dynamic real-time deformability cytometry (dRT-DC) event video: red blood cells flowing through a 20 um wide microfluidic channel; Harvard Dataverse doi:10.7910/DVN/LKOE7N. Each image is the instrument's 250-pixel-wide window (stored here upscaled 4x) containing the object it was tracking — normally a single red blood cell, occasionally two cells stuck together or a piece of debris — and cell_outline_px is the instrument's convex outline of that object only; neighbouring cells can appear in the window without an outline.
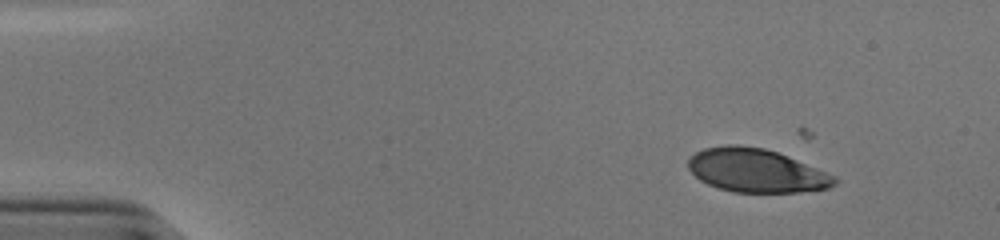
{"species": "human", "species_latin": "Homo sapiens", "temperature_condition": "cold", "stored_images_in_passage": 48, "camera_frame_rate_fps": 3000, "um_per_image_px": 0.085, "donor": {"sex": "male"}, "frame": {"image": 1, "passage_image": 1, "time_ms": 0.0, "image_size_px": [1000, 240], "cell_outline_px": [[840, 180], [836, 184], [828, 188], [800, 192], [732, 192], [708, 184], [700, 180], [688, 168], [688, 156], [704, 148], [724, 144], [736, 144], [764, 148], [788, 156], [828, 172], [836, 176]], "centroid_in_image_um": [64.29, 14.49], "position_along_channel_um": 20.7, "area_um2": 37.34}}
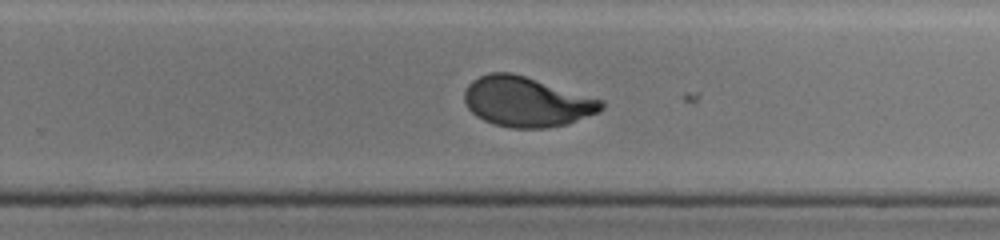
{"frame": {"image": 2, "passage_image": 30, "time_ms": 9.667, "image_size_px": [1000, 240], "cell_outline_px": [[604, 108], [600, 112], [568, 124], [544, 128], [512, 128], [492, 124], [476, 116], [468, 108], [464, 100], [464, 92], [468, 84], [472, 80], [488, 72], [512, 72], [604, 100]], "centroid_in_image_um": [44.77, 8.65], "position_along_channel_um": 285.0, "area_um2": 40.11}}
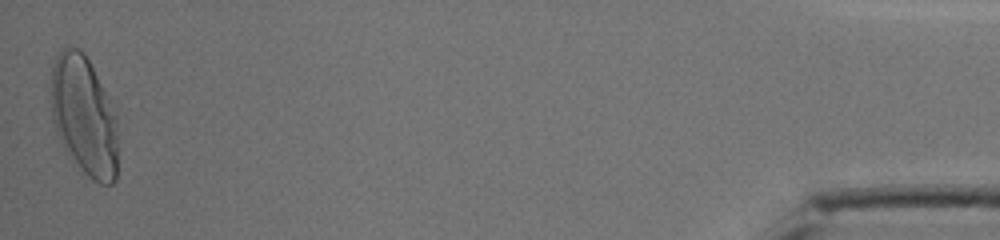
{"frame": {"image": 3, "passage_image": 48, "time_ms": 15.667, "image_size_px": [1000, 240], "cell_outline_px": [[116, 180], [112, 184], [100, 184], [92, 180], [68, 156], [56, 132], [52, 120], [52, 64], [60, 48], [68, 44], [80, 48], [84, 52], [116, 116]], "centroid_in_image_um": [7.11, 9.83], "position_along_channel_um": 428.1, "area_um2": 46.24}, "authors_computed_cell_mechanics": {"area_um2": 40.0265, "velocity_mm_per_s": 3.8202, "shape_relaxation_time_tau1_ms": 4.116, "shape_relaxation_time_tau2_ms": null, "deformation_change_tau1": 0.1823, "deformation_change_tau2": null}}